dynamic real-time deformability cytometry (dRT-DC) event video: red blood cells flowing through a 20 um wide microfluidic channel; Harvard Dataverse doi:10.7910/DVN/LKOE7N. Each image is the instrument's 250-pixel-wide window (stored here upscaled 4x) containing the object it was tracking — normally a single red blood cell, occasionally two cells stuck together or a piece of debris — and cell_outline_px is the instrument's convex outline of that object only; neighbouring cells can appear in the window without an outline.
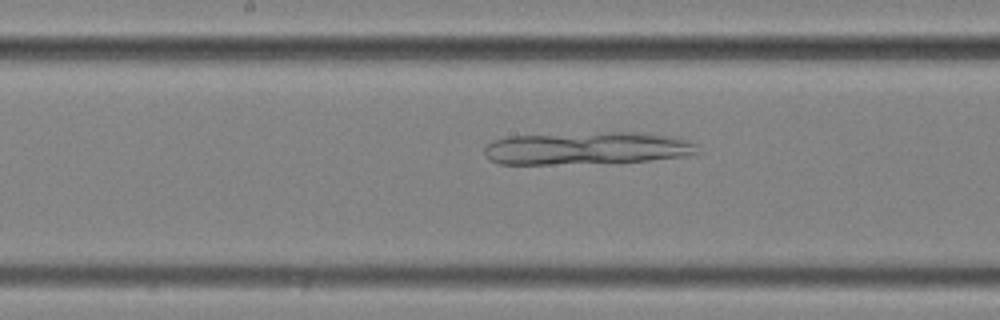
{"species": "common noctule bat (a hibernating species)", "species_latin": "Nyctalus noctula", "temperature_condition": "cold", "stored_images_in_passage": 55, "camera_frame_rate_fps": 3000, "um_per_image_px": 0.085, "animal": {"sex": "female", "body_mass_g": 25.1}, "frame": {"image": 1, "passage_image": 29, "time_ms": 9.333, "image_size_px": [1000, 320], "cell_outline_px": [[700, 152], [684, 156], [648, 160], [548, 164], [500, 164], [488, 160], [484, 156], [484, 148], [492, 140], [508, 136], [600, 132], [640, 132], [676, 136], [688, 140], [696, 144]], "centroid_in_image_um": [49.87, 12.58], "position_along_channel_um": 198.3, "area_um2": 40.63}}
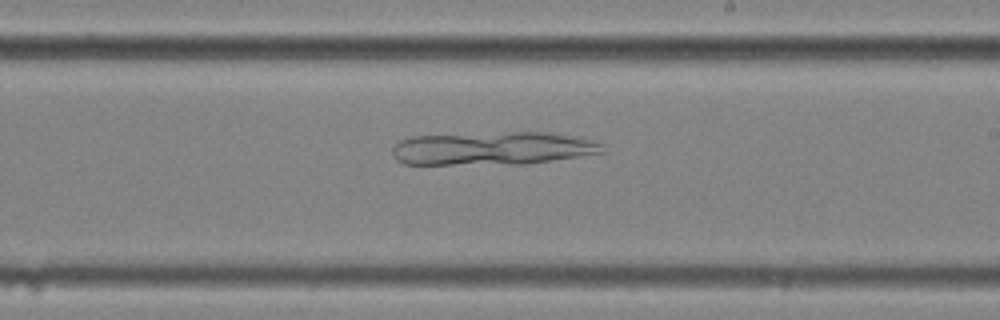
{"frame": {"image": 2, "passage_image": 33, "time_ms": 10.667, "image_size_px": [1000, 320], "cell_outline_px": [[604, 152], [580, 156], [524, 164], [404, 164], [396, 160], [392, 152], [392, 148], [400, 140], [412, 136], [508, 132], [548, 132], [580, 136], [600, 144]], "centroid_in_image_um": [41.86, 12.61], "position_along_channel_um": 247.1, "area_um2": 40.63}}
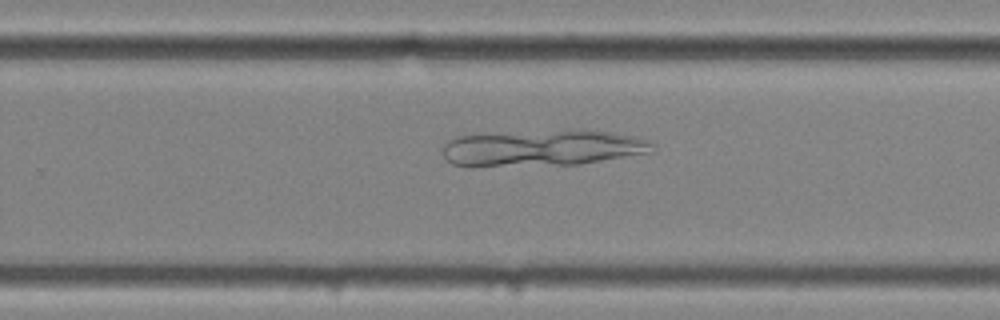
{"frame": {"image": 3, "passage_image": 36, "time_ms": 11.667, "image_size_px": [1000, 320], "cell_outline_px": [[656, 144], [648, 152], [580, 164], [472, 168], [452, 164], [444, 156], [444, 144], [448, 140], [456, 136], [568, 128], [580, 128], [612, 132], [636, 136], [648, 140]], "centroid_in_image_um": [46.07, 12.57], "position_along_channel_um": 283.7, "area_um2": 45.49}}